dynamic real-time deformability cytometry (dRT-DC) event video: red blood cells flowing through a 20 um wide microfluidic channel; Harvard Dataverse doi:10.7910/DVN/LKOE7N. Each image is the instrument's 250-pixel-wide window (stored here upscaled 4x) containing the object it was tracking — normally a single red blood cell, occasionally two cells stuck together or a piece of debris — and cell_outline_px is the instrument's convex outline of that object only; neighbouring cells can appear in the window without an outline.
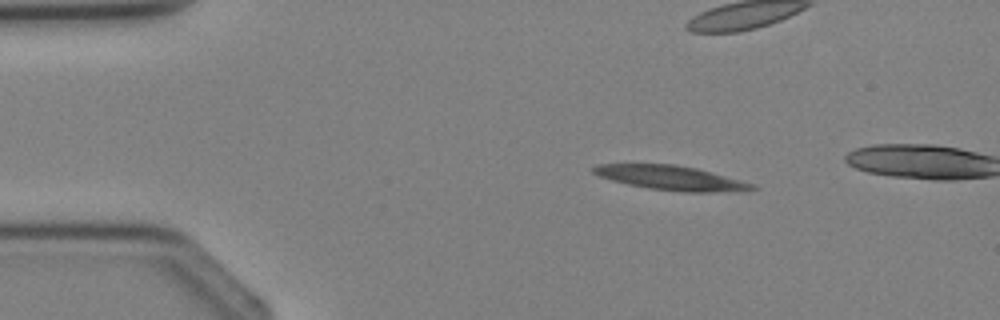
{"species": "Egyptian fruit bat (a non-hibernating species)", "species_latin": "Rousettus aegyptiacus", "temperature_condition": "cold", "stored_images_in_passage": 2, "camera_frame_rate_fps": 3000, "um_per_image_px": 0.085, "animal": {"sex": "female"}, "frame": {"image": 1, "passage_image": 1, "time_ms": 0.0, "image_size_px": [1000, 320], "cell_outline_px": [[756, 188], [744, 192], [680, 192], [648, 188], [628, 184], [612, 180], [600, 176], [592, 172], [592, 168], [596, 164], [676, 164], [696, 168], [712, 172], [756, 184]], "centroid_in_image_um": [57.11, 15.13], "position_along_channel_um": 27.9, "area_um2": 22.77}}